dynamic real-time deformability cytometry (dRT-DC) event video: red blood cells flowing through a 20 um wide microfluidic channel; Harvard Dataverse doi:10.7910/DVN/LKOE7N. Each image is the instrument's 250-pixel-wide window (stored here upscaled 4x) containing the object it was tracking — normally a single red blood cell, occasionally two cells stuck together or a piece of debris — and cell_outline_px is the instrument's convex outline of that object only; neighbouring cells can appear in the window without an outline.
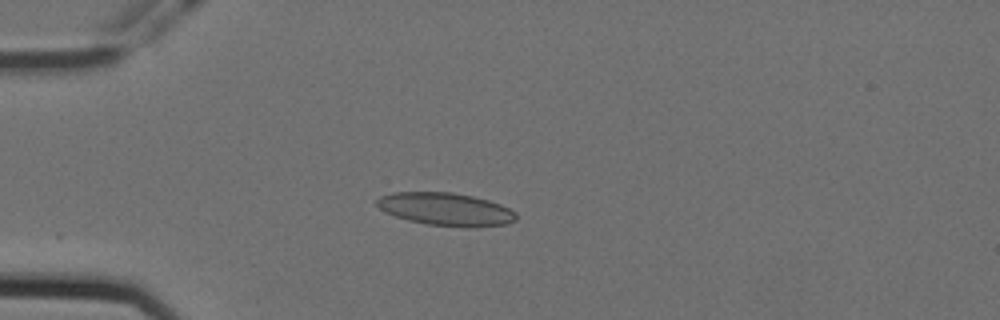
{"species": "Egyptian fruit bat (a non-hibernating species)", "species_latin": "Rousettus aegyptiacus", "temperature_condition": "cold", "stored_images_in_passage": 20, "camera_frame_rate_fps": 3000, "um_per_image_px": 0.085, "animal": {"sex": "female"}, "frame": {"image": 1, "passage_image": 16, "time_ms": 5.0, "image_size_px": [1000, 320], "cell_outline_px": [[516, 220], [508, 224], [468, 228], [464, 228], [428, 224], [408, 220], [384, 212], [376, 204], [376, 200], [380, 196], [396, 192], [452, 192], [472, 196], [488, 200], [500, 204], [516, 212]], "centroid_in_image_um": [37.91, 17.79], "position_along_channel_um": 47.1, "area_um2": 26.76}}